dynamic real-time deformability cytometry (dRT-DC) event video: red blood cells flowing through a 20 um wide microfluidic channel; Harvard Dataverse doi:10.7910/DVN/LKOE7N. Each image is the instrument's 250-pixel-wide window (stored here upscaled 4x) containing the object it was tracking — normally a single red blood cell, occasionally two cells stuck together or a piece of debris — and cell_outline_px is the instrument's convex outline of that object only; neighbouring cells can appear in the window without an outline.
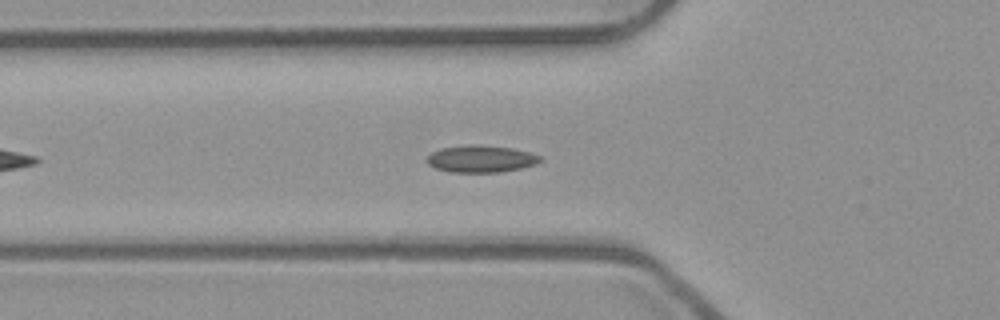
{"species": "common noctule bat (a hibernating species)", "species_latin": "Nyctalus noctula", "temperature_condition": "room temperature", "stored_images_in_passage": 36, "camera_frame_rate_fps": 3000, "um_per_image_px": 0.085, "animal": {"sex": "male", "body_mass_g": 23.1, "forearm_length_mm": 52.7}, "frame": {"image": 1, "passage_image": 8, "time_ms": 2.333, "image_size_px": [1000, 320], "cell_outline_px": [[544, 160], [536, 164], [520, 168], [500, 172], [448, 172], [436, 168], [428, 164], [424, 160], [432, 152], [440, 148], [468, 144], [480, 144], [512, 148], [528, 152], [540, 156]], "centroid_in_image_um": [40.86, 13.49], "position_along_channel_um": 84.9, "area_um2": 18.03}}
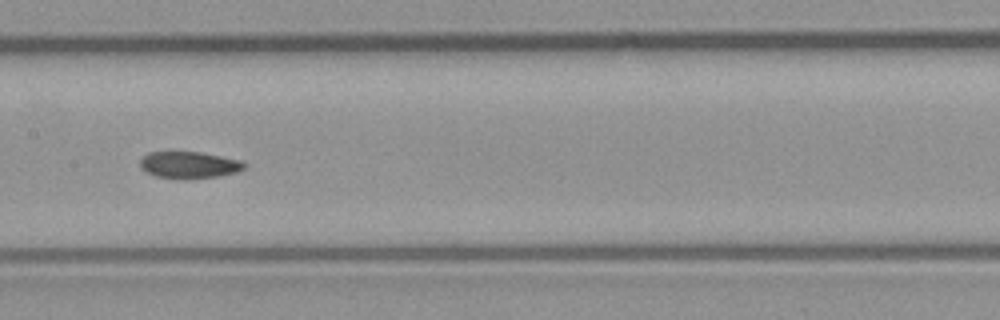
{"frame": {"image": 2, "passage_image": 16, "time_ms": 5.0, "image_size_px": [1000, 320], "cell_outline_px": [[248, 164], [244, 168], [236, 172], [220, 176], [188, 180], [176, 180], [156, 176], [140, 168], [140, 160], [148, 152], [168, 148], [200, 152], [240, 160]], "centroid_in_image_um": [16.01, 13.99], "position_along_channel_um": 191.4, "area_um2": 17.28}}
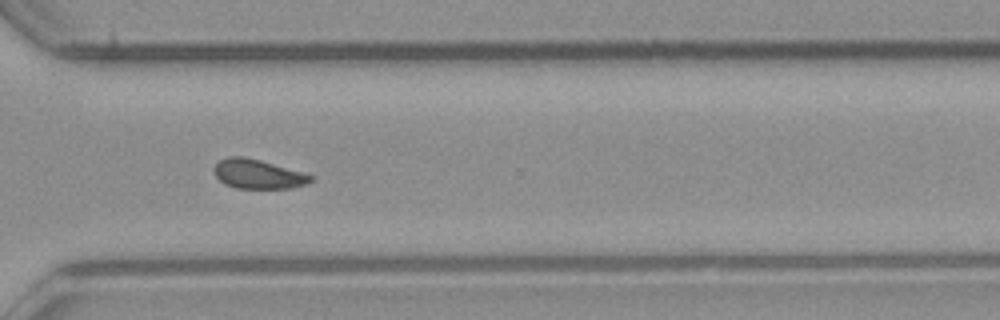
{"frame": {"image": 3, "passage_image": 28, "time_ms": 9.0, "image_size_px": [1000, 320], "cell_outline_px": [[312, 180], [308, 184], [292, 188], [236, 188], [224, 184], [216, 176], [212, 168], [220, 160], [228, 156], [244, 156], [260, 160], [300, 172], [312, 176]], "centroid_in_image_um": [21.88, 14.8], "position_along_channel_um": 348.7, "area_um2": 16.36}, "authors_computed_cell_mechanics": {"area_um2": 16.8487, "velocity_mm_per_s": 3.9539, "shape_relaxation_time_tau1_ms": 6.3186, "shape_relaxation_time_tau2_ms": 1.8283, "deformation_change_tau1": 0.1149, "deformation_change_tau2": 0.052}}